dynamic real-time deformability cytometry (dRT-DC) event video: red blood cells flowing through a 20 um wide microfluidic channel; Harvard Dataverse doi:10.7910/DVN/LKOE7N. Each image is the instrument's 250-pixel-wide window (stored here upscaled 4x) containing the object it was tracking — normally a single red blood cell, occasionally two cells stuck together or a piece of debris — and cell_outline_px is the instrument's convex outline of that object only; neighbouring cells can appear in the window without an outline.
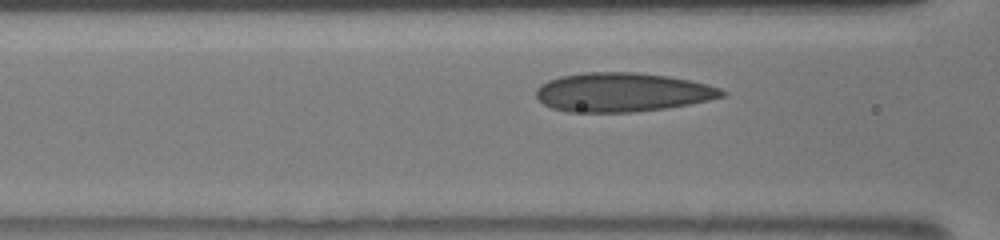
{"species": "human", "species_latin": "Homo sapiens", "temperature_condition": "room temperature", "stored_images_in_passage": 7, "camera_frame_rate_fps": 3000, "um_per_image_px": 0.085, "donor": {"sex": "male"}, "frame": {"image": 1, "passage_image": 3, "time_ms": 0.667, "image_size_px": [1000, 240], "cell_outline_px": [[728, 92], [724, 96], [708, 100], [688, 104], [664, 108], [628, 112], [568, 112], [552, 108], [544, 104], [536, 96], [536, 88], [540, 84], [548, 80], [560, 76], [584, 72], [636, 72], [668, 76], [708, 84], [720, 88]], "centroid_in_image_um": [52.87, 7.83], "position_along_channel_um": 113.7, "area_um2": 42.19}}
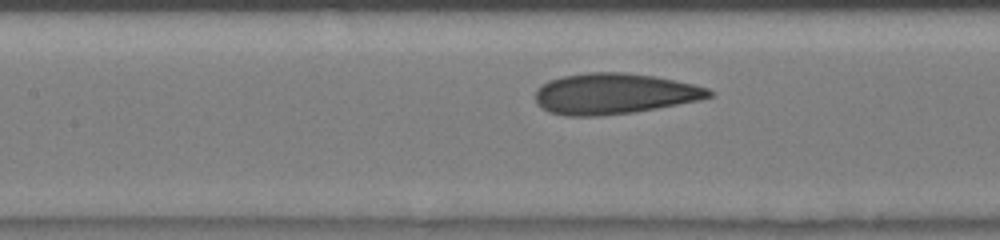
{"frame": {"image": 2, "passage_image": 5, "time_ms": 1.667, "image_size_px": [1000, 240], "cell_outline_px": [[716, 96], [700, 100], [656, 108], [632, 112], [600, 116], [568, 116], [548, 112], [536, 104], [536, 88], [540, 84], [548, 80], [564, 76], [588, 72], [624, 72], [656, 76], [692, 84], [708, 88]], "centroid_in_image_um": [52.18, 7.96], "position_along_channel_um": 155.2, "area_um2": 41.5}}